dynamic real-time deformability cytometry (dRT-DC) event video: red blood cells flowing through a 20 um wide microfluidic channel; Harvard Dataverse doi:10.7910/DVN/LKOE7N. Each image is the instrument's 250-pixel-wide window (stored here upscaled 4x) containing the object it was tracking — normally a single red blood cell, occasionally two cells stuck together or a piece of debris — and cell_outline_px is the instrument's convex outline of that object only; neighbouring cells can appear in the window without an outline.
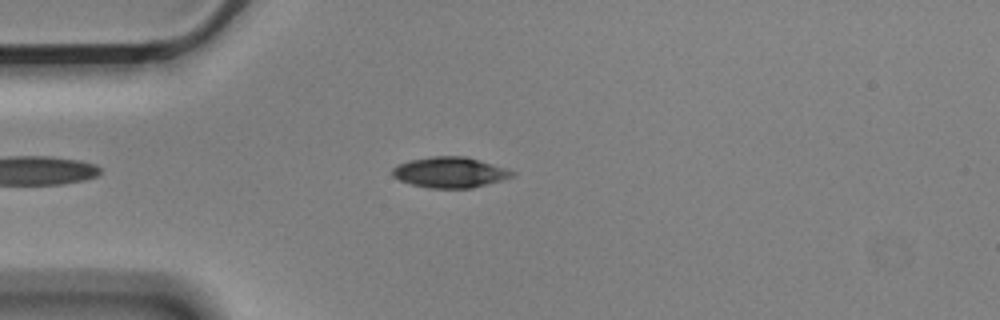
{"species": "Egyptian fruit bat (a non-hibernating species)", "species_latin": "Rousettus aegyptiacus", "temperature_condition": "cold", "stored_images_in_passage": 45, "camera_frame_rate_fps": 3000, "um_per_image_px": 0.085, "animal": {"sex": "male"}, "frame": {"image": 1, "passage_image": 3, "time_ms": 0.667, "image_size_px": [1000, 320], "cell_outline_px": [[516, 176], [472, 188], [432, 188], [412, 184], [400, 180], [392, 176], [392, 168], [400, 164], [412, 160], [432, 156], [464, 156], [480, 160], [508, 168], [516, 172]], "centroid_in_image_um": [38.3, 14.65], "position_along_channel_um": 46.7, "area_um2": 21.33}}
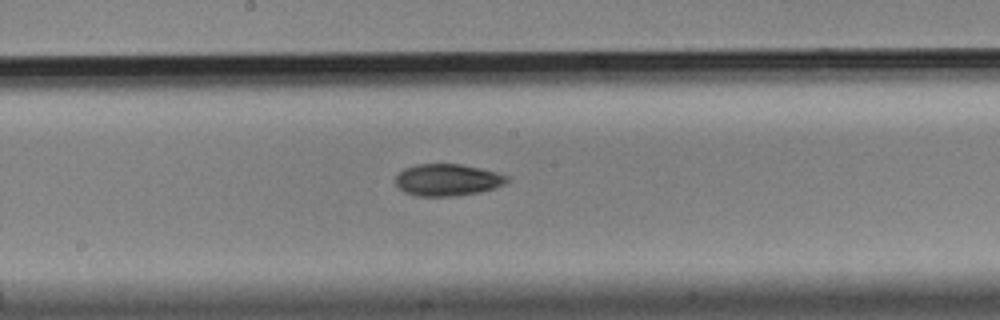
{"frame": {"image": 2, "passage_image": 18, "time_ms": 5.667, "image_size_px": [1000, 320], "cell_outline_px": [[508, 180], [504, 184], [496, 188], [480, 192], [452, 196], [416, 196], [404, 192], [396, 184], [396, 176], [404, 168], [416, 164], [460, 164], [480, 168], [496, 172], [508, 176]], "centroid_in_image_um": [38.03, 15.29], "position_along_channel_um": 210.2, "area_um2": 20.69}}
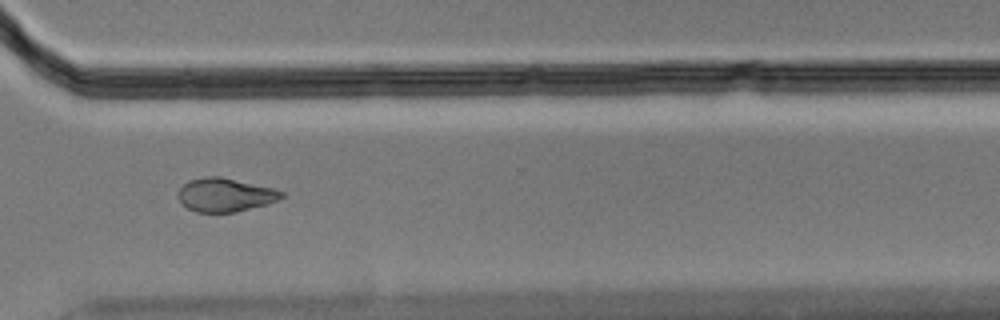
{"frame": {"image": 3, "passage_image": 30, "time_ms": 9.667, "image_size_px": [1000, 320], "cell_outline_px": [[284, 196], [268, 204], [236, 212], [196, 212], [188, 208], [176, 196], [176, 192], [188, 180], [204, 176], [220, 176], [276, 188], [284, 192]], "centroid_in_image_um": [19.14, 16.55], "position_along_channel_um": 351.5, "area_um2": 20.46}, "authors_computed_cell_mechanics": {"area_um2": 21.097, "velocity_mm_per_s": 3.5436, "shape_relaxation_time_tau1_ms": 4.9018, "shape_relaxation_time_tau2_ms": 3.8371, "deformation_change_tau1": 0.1259, "deformation_change_tau2": 0.0771}}